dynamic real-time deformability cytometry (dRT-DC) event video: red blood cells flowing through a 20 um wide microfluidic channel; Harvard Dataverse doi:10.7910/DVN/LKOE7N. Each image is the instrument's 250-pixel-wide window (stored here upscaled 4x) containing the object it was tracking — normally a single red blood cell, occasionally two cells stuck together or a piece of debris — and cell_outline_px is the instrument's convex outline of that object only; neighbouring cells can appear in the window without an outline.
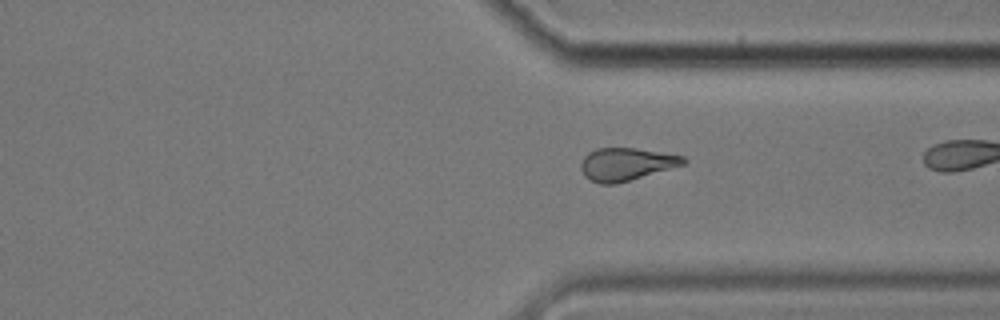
{"species": "common noctule bat (a hibernating species)", "species_latin": "Nyctalus noctula", "temperature_condition": "cold", "stored_images_in_passage": 42, "camera_frame_rate_fps": 3000, "um_per_image_px": 0.085, "animal": {"sex": "male", "body_mass_g": 17.9}, "frame": {"image": 1, "passage_image": 41, "time_ms": 13.333, "image_size_px": [1000, 320], "cell_outline_px": [[688, 160], [684, 164], [616, 184], [600, 184], [588, 180], [584, 176], [580, 168], [580, 164], [584, 156], [588, 152], [596, 148], [636, 148], [684, 156]], "centroid_in_image_um": [53.17, 13.95], "position_along_channel_um": 358.2, "area_um2": 19.54}}